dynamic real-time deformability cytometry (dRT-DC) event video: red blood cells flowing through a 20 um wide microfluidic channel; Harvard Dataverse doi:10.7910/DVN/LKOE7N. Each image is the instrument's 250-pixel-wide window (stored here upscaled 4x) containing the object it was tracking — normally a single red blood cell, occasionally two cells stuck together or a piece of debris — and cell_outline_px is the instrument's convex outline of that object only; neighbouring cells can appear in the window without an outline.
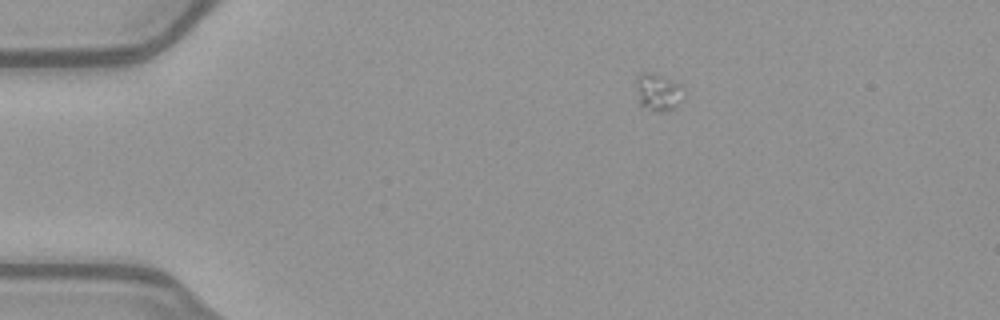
{"species": "common noctule bat (a hibernating species)", "species_latin": "Nyctalus noctula", "temperature_condition": "warm", "stored_images_in_passage": 35, "camera_frame_rate_fps": 3000, "um_per_image_px": 0.085, "animal": {"sex": "female", "body_mass_g": 21.9}, "frame": {"image": 1, "passage_image": 1, "time_ms": 0.0, "image_size_px": [1000, 320], "cell_outline_px": [[684, 92], [676, 108], [668, 112], [660, 112], [640, 108], [636, 84], [636, 76], [640, 72], [648, 72], [664, 76], [684, 84]], "centroid_in_image_um": [55.96, 7.84], "position_along_channel_um": 29.0, "area_um2": 10.87}}